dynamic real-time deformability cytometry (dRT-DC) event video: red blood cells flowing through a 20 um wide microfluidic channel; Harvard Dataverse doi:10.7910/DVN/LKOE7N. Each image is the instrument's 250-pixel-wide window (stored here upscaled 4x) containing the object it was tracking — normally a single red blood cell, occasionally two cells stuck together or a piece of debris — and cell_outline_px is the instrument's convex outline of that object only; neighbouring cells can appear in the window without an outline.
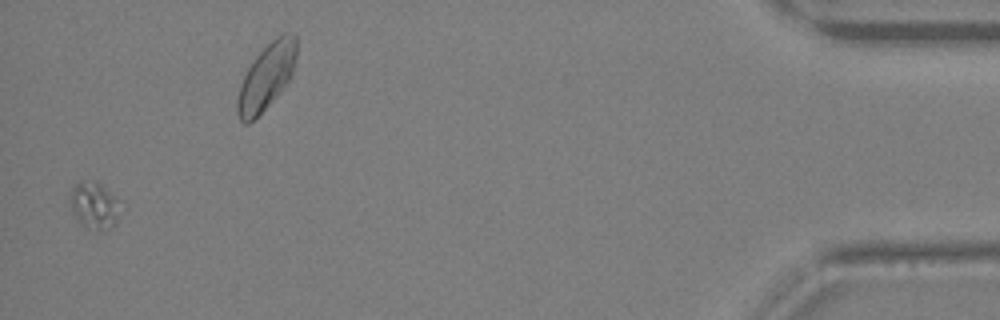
{"species": "Egyptian fruit bat (a non-hibernating species)", "species_latin": "Rousettus aegyptiacus", "temperature_condition": "warm", "stored_images_in_passage": 25, "camera_frame_rate_fps": 3000, "um_per_image_px": 0.085, "animal": {"sex": "female"}, "frame": {"image": 1, "passage_image": 24, "time_ms": 7.667, "image_size_px": [1000, 320], "cell_outline_px": [[116, 224], [112, 228], [96, 228], [84, 224], [72, 212], [68, 200], [68, 196], [72, 188], [80, 180], [100, 184], [116, 200]], "centroid_in_image_um": [7.91, 17.42], "position_along_channel_um": 427.3, "area_um2": 12.66}}